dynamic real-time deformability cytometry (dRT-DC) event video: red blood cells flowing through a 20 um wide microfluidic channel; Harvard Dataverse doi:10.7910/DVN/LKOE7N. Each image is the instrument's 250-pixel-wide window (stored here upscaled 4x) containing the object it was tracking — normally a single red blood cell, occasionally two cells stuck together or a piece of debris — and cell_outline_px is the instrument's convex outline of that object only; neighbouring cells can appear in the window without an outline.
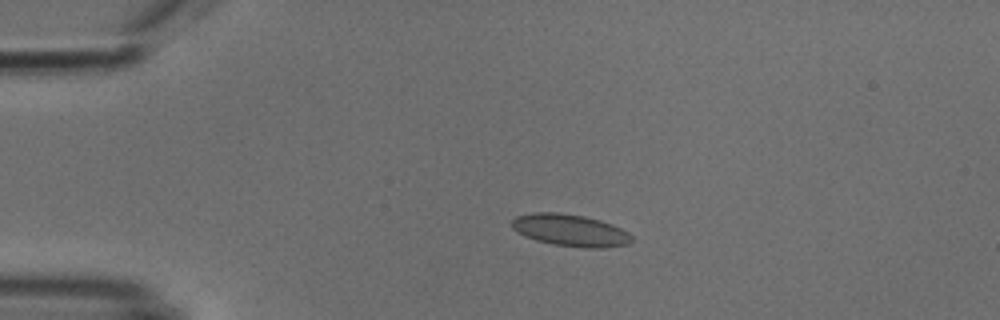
{"species": "common noctule bat (a hibernating species)", "species_latin": "Nyctalus noctula", "temperature_condition": "cold", "stored_images_in_passage": 3, "camera_frame_rate_fps": 3000, "um_per_image_px": 0.085, "animal": {"sex": "male", "body_mass_g": 18.8}, "frame": {"image": 1, "passage_image": 2, "time_ms": 2.0, "image_size_px": [1000, 320], "cell_outline_px": [[632, 240], [628, 244], [604, 248], [584, 248], [552, 244], [536, 240], [524, 236], [516, 232], [512, 228], [512, 220], [516, 216], [532, 212], [560, 212], [584, 216], [600, 220], [612, 224], [628, 232], [632, 236]], "centroid_in_image_um": [48.45, 19.57], "position_along_channel_um": 36.5, "area_um2": 22.54}}